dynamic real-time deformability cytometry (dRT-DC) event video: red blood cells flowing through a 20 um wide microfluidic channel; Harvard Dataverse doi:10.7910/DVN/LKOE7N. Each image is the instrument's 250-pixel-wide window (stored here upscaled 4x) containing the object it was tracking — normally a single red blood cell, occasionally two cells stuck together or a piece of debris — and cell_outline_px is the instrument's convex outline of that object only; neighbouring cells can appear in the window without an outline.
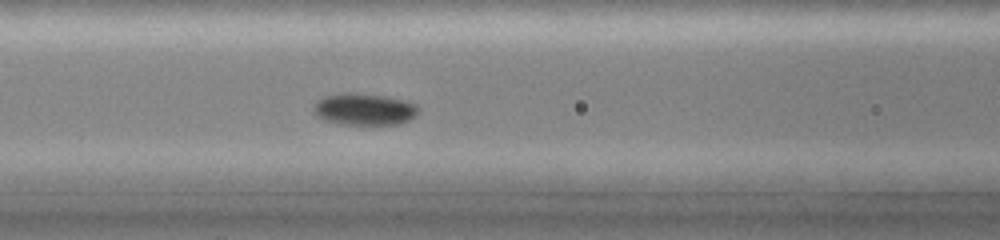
{"species": "common noctule bat (a hibernating species)", "species_latin": "Nyctalus noctula", "temperature_condition": "cold", "stored_images_in_passage": 36, "camera_frame_rate_fps": 3000, "um_per_image_px": 0.085, "animal": {"sex": "female", "body_mass_g": 19.0, "forearm_length_mm": 51.5}, "frame": {"image": 1, "passage_image": 20, "time_ms": 6.333, "image_size_px": [1000, 240], "cell_outline_px": [[420, 108], [416, 116], [408, 120], [396, 124], [340, 124], [316, 116], [312, 108], [312, 104], [316, 100], [324, 96], [344, 92], [348, 92], [388, 96], [404, 100], [416, 104]], "centroid_in_image_um": [30.94, 9.26], "position_along_channel_um": 135.7, "area_um2": 19.59}}